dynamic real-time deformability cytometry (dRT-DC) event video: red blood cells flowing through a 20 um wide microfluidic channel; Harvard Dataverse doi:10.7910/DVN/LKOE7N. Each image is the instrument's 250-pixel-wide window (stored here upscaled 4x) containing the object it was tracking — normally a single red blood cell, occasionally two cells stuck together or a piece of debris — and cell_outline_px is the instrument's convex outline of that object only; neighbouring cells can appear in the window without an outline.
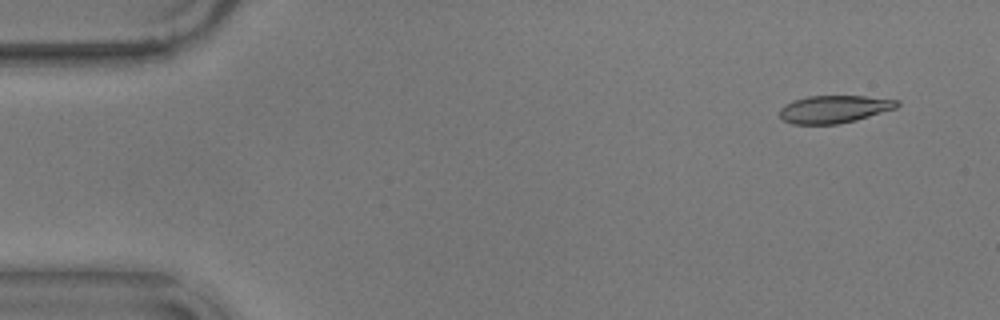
{"species": "common noctule bat (a hibernating species)", "species_latin": "Nyctalus noctula", "temperature_condition": "warm", "stored_images_in_passage": 56, "camera_frame_rate_fps": 3000, "um_per_image_px": 0.085, "animal": {"sex": "male", "body_mass_g": 17.9}, "frame": {"image": 1, "passage_image": 4, "time_ms": 1.0, "image_size_px": [1000, 320], "cell_outline_px": [[900, 104], [896, 108], [856, 120], [840, 124], [792, 124], [780, 120], [780, 108], [784, 104], [792, 100], [808, 96], [864, 96], [900, 100]], "centroid_in_image_um": [70.87, 9.28], "position_along_channel_um": 14.1, "area_um2": 19.07}}
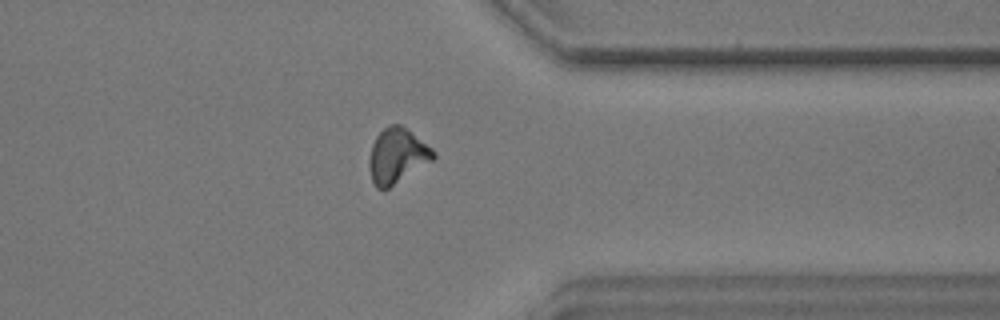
{"frame": {"image": 2, "passage_image": 44, "time_ms": 14.333, "image_size_px": [1000, 320], "cell_outline_px": [[436, 156], [432, 160], [388, 188], [376, 188], [372, 180], [368, 168], [368, 160], [372, 144], [376, 136], [388, 124], [400, 124], [432, 148], [436, 152]], "centroid_in_image_um": [33.72, 13.23], "position_along_channel_um": 377.7, "area_um2": 20.29}}
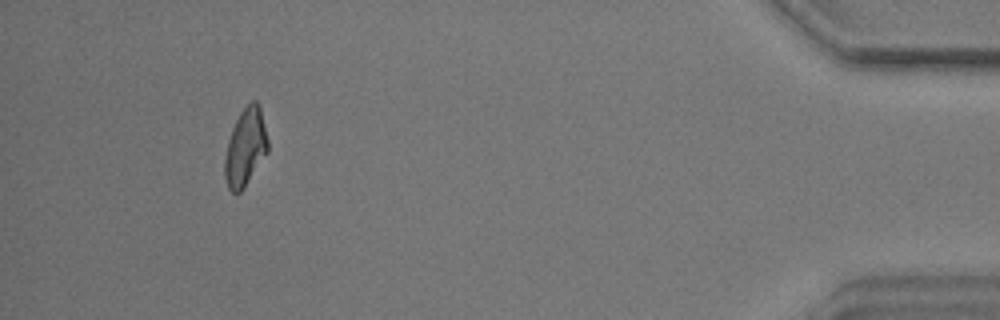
{"frame": {"image": 3, "passage_image": 52, "time_ms": 17.0, "image_size_px": [1000, 320], "cell_outline_px": [[268, 152], [244, 188], [240, 192], [232, 192], [228, 188], [224, 176], [224, 160], [228, 140], [232, 128], [240, 112], [252, 100], [256, 100], [260, 104], [268, 140]], "centroid_in_image_um": [20.86, 12.51], "position_along_channel_um": 414.3, "area_um2": 19.59}, "authors_computed_cell_mechanics": {"area_um2": 19.5364, "velocity_mm_per_s": 3.5853, "shape_relaxation_time_tau1_ms": null, "shape_relaxation_time_tau2_ms": 3.2118, "deformation_change_tau1": null, "deformation_change_tau2": 0.1055}}